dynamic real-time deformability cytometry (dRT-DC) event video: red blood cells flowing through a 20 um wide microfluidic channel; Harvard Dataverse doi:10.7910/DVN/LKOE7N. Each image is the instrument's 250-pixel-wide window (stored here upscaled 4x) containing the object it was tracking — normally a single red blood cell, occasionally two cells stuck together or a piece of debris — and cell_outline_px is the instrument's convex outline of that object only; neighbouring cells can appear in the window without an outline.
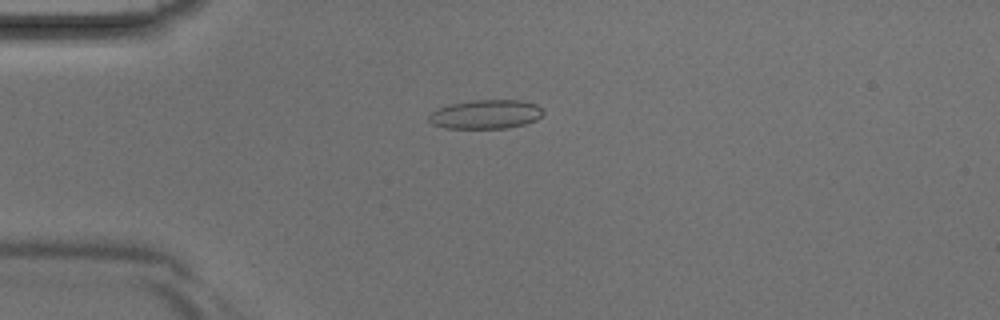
{"species": "Egyptian fruit bat (a non-hibernating species)", "species_latin": "Rousettus aegyptiacus", "temperature_condition": "room temperature", "stored_images_in_passage": 5, "camera_frame_rate_fps": 3000, "um_per_image_px": 0.085, "animal": {"sex": "male"}, "frame": {"image": 1, "passage_image": 3, "time_ms": 0.667, "image_size_px": [1000, 320], "cell_outline_px": [[544, 112], [536, 120], [524, 124], [508, 128], [444, 128], [432, 124], [428, 120], [428, 116], [436, 108], [448, 104], [472, 100], [520, 100], [536, 104]], "centroid_in_image_um": [41.25, 9.71], "position_along_channel_um": 43.8, "area_um2": 19.42}}